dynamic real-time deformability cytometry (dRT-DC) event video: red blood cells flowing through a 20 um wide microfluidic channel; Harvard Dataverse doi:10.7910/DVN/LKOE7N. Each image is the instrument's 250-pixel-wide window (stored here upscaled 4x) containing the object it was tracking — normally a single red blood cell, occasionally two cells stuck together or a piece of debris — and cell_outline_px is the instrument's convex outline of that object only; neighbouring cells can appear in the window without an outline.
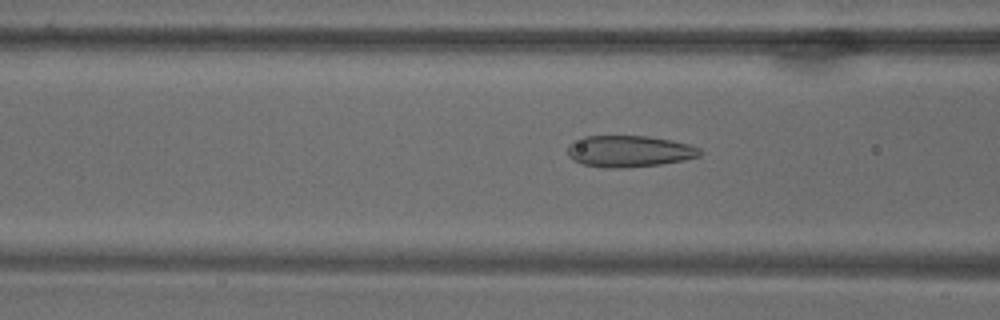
{"species": "common noctule bat (a hibernating species)", "species_latin": "Nyctalus noctula", "temperature_condition": "warm", "stored_images_in_passage": 69, "camera_frame_rate_fps": 3000, "um_per_image_px": 0.085, "animal": {"sex": "male", "body_mass_g": 18.8}, "frame": {"image": 1, "passage_image": 27, "time_ms": 8.667, "image_size_px": [1000, 320], "cell_outline_px": [[704, 152], [700, 156], [684, 160], [660, 164], [624, 168], [604, 168], [584, 164], [572, 160], [568, 156], [568, 144], [572, 140], [584, 136], [648, 136], [672, 140], [688, 144], [700, 148]], "centroid_in_image_um": [53.47, 12.85], "position_along_channel_um": 113.1, "area_um2": 24.57}}
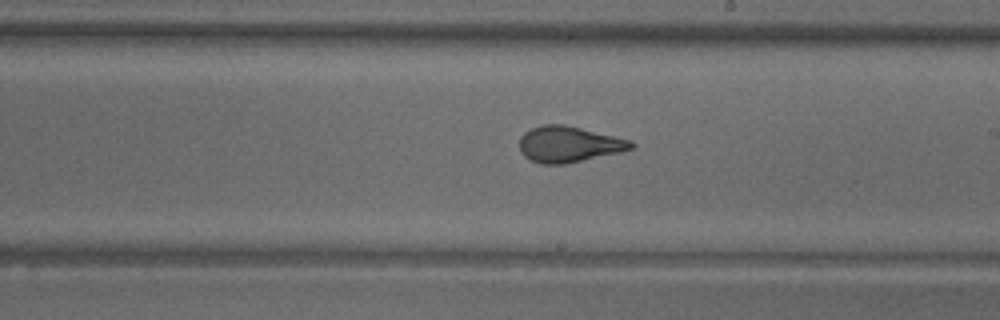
{"frame": {"image": 2, "passage_image": 40, "time_ms": 13.0, "image_size_px": [1000, 320], "cell_outline_px": [[636, 144], [632, 148], [620, 152], [564, 164], [540, 164], [524, 156], [520, 152], [520, 136], [524, 132], [532, 128], [544, 124], [564, 124], [616, 136], [632, 140]], "centroid_in_image_um": [48.35, 12.25], "position_along_channel_um": 240.7, "area_um2": 23.41}}
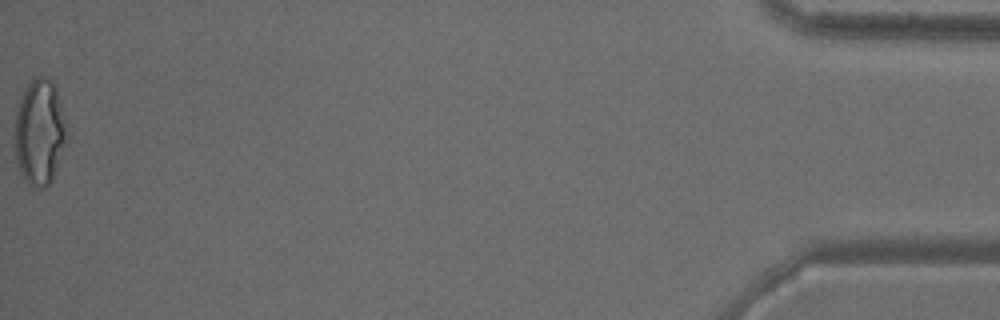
{"frame": {"image": 3, "passage_image": 69, "time_ms": 22.667, "image_size_px": [1000, 320], "cell_outline_px": [[64, 144], [52, 180], [44, 188], [28, 188], [20, 172], [16, 160], [16, 108], [20, 96], [28, 84], [36, 76], [48, 76], [52, 80], [56, 88], [60, 100], [64, 128]], "centroid_in_image_um": [3.32, 11.24], "position_along_channel_um": 431.9, "area_um2": 31.56}}